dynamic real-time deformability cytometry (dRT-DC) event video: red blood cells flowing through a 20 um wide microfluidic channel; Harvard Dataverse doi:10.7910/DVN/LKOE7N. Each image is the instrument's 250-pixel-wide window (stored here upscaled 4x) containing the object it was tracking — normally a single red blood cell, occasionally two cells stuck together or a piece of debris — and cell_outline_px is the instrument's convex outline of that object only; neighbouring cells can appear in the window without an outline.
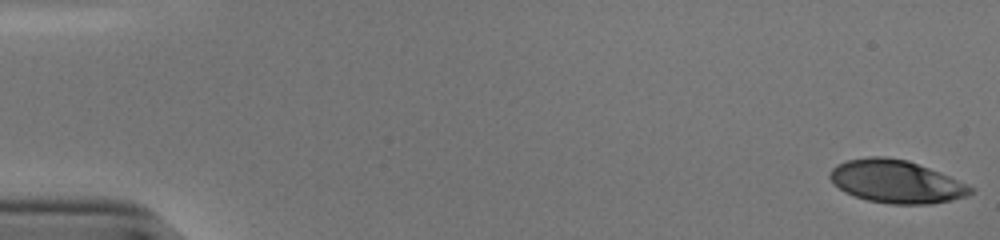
{"species": "human", "species_latin": "Homo sapiens", "temperature_condition": "cold", "stored_images_in_passage": 54, "camera_frame_rate_fps": 3000, "um_per_image_px": 0.085, "donor": {"sex": "male"}, "frame": {"image": 1, "passage_image": 1, "time_ms": 0.0, "image_size_px": [1000, 240], "cell_outline_px": [[976, 188], [968, 196], [952, 200], [928, 204], [888, 204], [868, 200], [844, 192], [832, 184], [828, 176], [828, 172], [836, 164], [848, 160], [868, 156], [884, 156], [908, 160], [948, 176]], "centroid_in_image_um": [76.13, 15.43], "position_along_channel_um": 8.9, "area_um2": 35.26}}
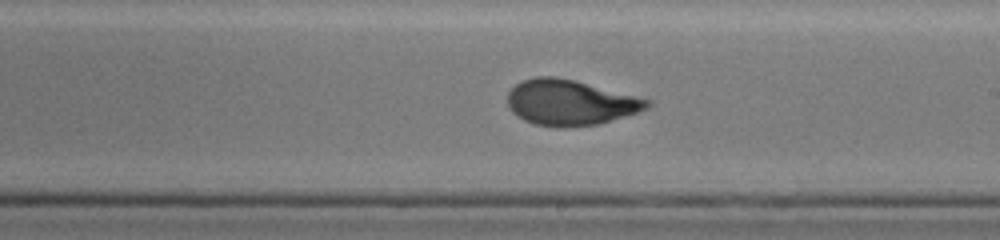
{"frame": {"image": 2, "passage_image": 32, "time_ms": 10.333, "image_size_px": [1000, 240], "cell_outline_px": [[652, 104], [648, 108], [600, 124], [556, 128], [532, 124], [516, 116], [512, 112], [508, 104], [508, 92], [520, 80], [536, 76], [552, 76], [572, 80], [652, 100]], "centroid_in_image_um": [48.43, 8.73], "position_along_channel_um": 240.6, "area_um2": 36.93}}
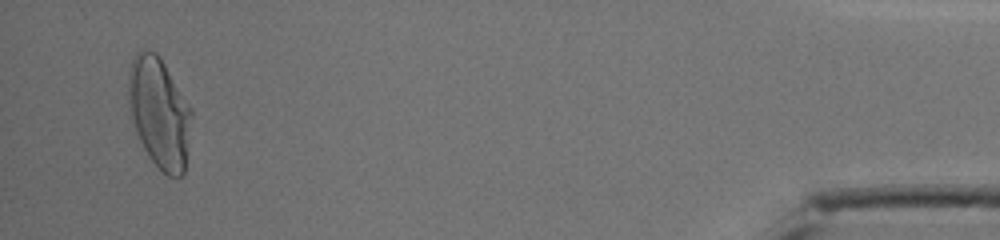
{"frame": {"image": 3, "passage_image": 52, "time_ms": 17.0, "image_size_px": [1000, 240], "cell_outline_px": [[192, 116], [184, 172], [180, 176], [168, 176], [148, 156], [140, 140], [132, 116], [128, 100], [128, 72], [132, 60], [136, 52], [140, 48], [148, 48], [156, 52], [164, 64], [192, 108]], "centroid_in_image_um": [13.54, 9.52], "position_along_channel_um": 421.7, "area_um2": 40.29}, "authors_computed_cell_mechanics": {"area_um2": 36.8764, "velocity_mm_per_s": 3.8239, "shape_relaxation_time_tau1_ms": 4.8769, "shape_relaxation_time_tau2_ms": 0.9897, "deformation_change_tau1": 0.2279, "deformation_change_tau2": 0.0605}}